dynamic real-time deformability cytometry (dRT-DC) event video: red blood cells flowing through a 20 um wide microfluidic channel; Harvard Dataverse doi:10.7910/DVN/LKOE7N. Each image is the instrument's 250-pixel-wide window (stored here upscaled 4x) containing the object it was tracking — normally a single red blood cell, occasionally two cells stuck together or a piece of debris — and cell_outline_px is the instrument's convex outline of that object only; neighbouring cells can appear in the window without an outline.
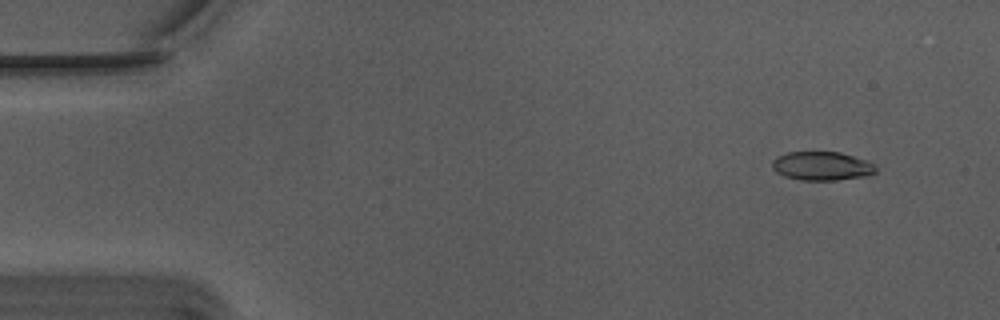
{"species": "Egyptian fruit bat (a non-hibernating species)", "species_latin": "Rousettus aegyptiacus", "temperature_condition": "warm", "stored_images_in_passage": 56, "camera_frame_rate_fps": 3000, "um_per_image_px": 0.085, "animal": {"sex": "male"}, "frame": {"image": 1, "passage_image": 5, "time_ms": 1.333, "image_size_px": [1000, 320], "cell_outline_px": [[876, 172], [868, 176], [836, 180], [800, 180], [784, 176], [776, 172], [772, 168], [772, 160], [776, 156], [788, 152], [840, 152], [868, 160], [876, 164]], "centroid_in_image_um": [69.88, 14.11], "position_along_channel_um": 15.1, "area_um2": 17.63}}
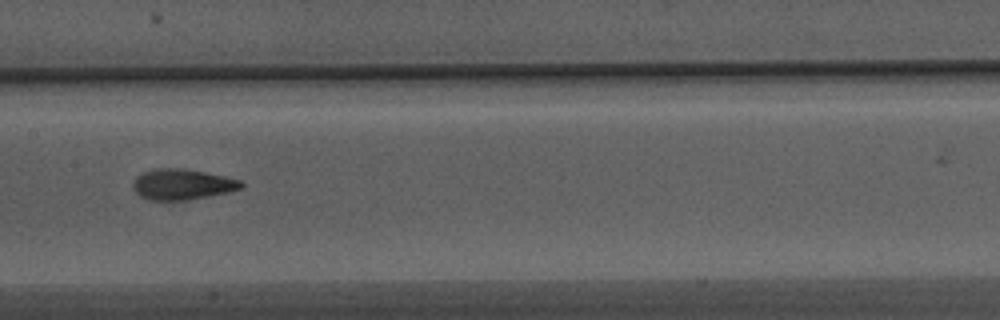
{"frame": {"image": 2, "passage_image": 28, "time_ms": 9.0, "image_size_px": [1000, 320], "cell_outline_px": [[244, 188], [228, 192], [188, 200], [148, 200], [140, 196], [132, 188], [132, 184], [136, 176], [144, 172], [156, 168], [180, 168], [204, 172], [224, 176], [240, 180], [244, 184]], "centroid_in_image_um": [15.48, 15.67], "position_along_channel_um": 191.9, "area_um2": 19.36}}
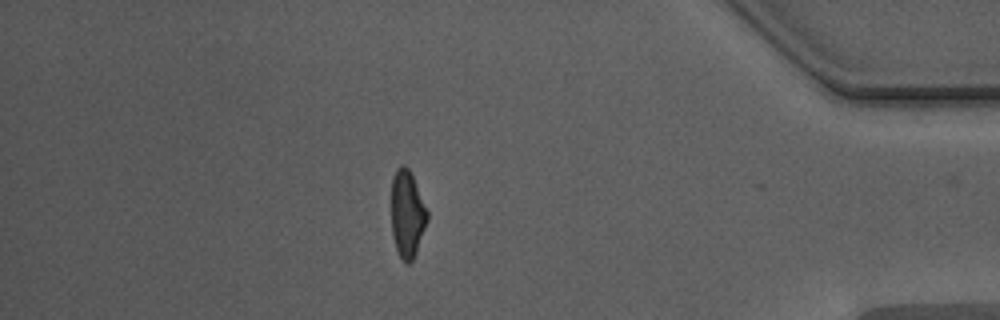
{"frame": {"image": 3, "passage_image": 48, "time_ms": 15.667, "image_size_px": [1000, 320], "cell_outline_px": [[428, 220], [416, 252], [412, 260], [408, 264], [400, 256], [396, 248], [392, 236], [392, 176], [396, 168], [400, 164], [404, 164], [408, 168], [412, 176], [428, 212]], "centroid_in_image_um": [34.6, 18.16], "position_along_channel_um": 400.6, "area_um2": 18.03}, "authors_computed_cell_mechanics": {"area_um2": 18.2937, "velocity_mm_per_s": 3.7652, "shape_relaxation_time_tau1_ms": 5.9008, "shape_relaxation_time_tau2_ms": 1.7383, "deformation_change_tau1": 0.2132, "deformation_change_tau2": 0.0906}}